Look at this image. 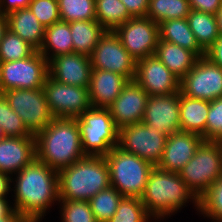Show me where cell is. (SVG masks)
<instances>
[{"instance_id": "cell-1", "label": "cell", "mask_w": 222, "mask_h": 222, "mask_svg": "<svg viewBox=\"0 0 222 222\" xmlns=\"http://www.w3.org/2000/svg\"><path fill=\"white\" fill-rule=\"evenodd\" d=\"M14 209L29 222H38L54 200L59 199L58 172L35 159L18 172Z\"/></svg>"}, {"instance_id": "cell-2", "label": "cell", "mask_w": 222, "mask_h": 222, "mask_svg": "<svg viewBox=\"0 0 222 222\" xmlns=\"http://www.w3.org/2000/svg\"><path fill=\"white\" fill-rule=\"evenodd\" d=\"M35 141L36 159L57 172L86 156L76 118H53Z\"/></svg>"}, {"instance_id": "cell-3", "label": "cell", "mask_w": 222, "mask_h": 222, "mask_svg": "<svg viewBox=\"0 0 222 222\" xmlns=\"http://www.w3.org/2000/svg\"><path fill=\"white\" fill-rule=\"evenodd\" d=\"M111 186L104 156L86 155L58 171L59 200L89 201Z\"/></svg>"}, {"instance_id": "cell-4", "label": "cell", "mask_w": 222, "mask_h": 222, "mask_svg": "<svg viewBox=\"0 0 222 222\" xmlns=\"http://www.w3.org/2000/svg\"><path fill=\"white\" fill-rule=\"evenodd\" d=\"M189 198L194 199L196 207L199 206V199L178 173L155 166L149 175L140 200L150 217L160 218L177 211Z\"/></svg>"}, {"instance_id": "cell-5", "label": "cell", "mask_w": 222, "mask_h": 222, "mask_svg": "<svg viewBox=\"0 0 222 222\" xmlns=\"http://www.w3.org/2000/svg\"><path fill=\"white\" fill-rule=\"evenodd\" d=\"M110 183L123 197L140 198L155 167L135 154L115 146L106 154Z\"/></svg>"}, {"instance_id": "cell-6", "label": "cell", "mask_w": 222, "mask_h": 222, "mask_svg": "<svg viewBox=\"0 0 222 222\" xmlns=\"http://www.w3.org/2000/svg\"><path fill=\"white\" fill-rule=\"evenodd\" d=\"M76 121L85 155L105 156L118 145L119 128L108 108L91 107L76 118Z\"/></svg>"}, {"instance_id": "cell-7", "label": "cell", "mask_w": 222, "mask_h": 222, "mask_svg": "<svg viewBox=\"0 0 222 222\" xmlns=\"http://www.w3.org/2000/svg\"><path fill=\"white\" fill-rule=\"evenodd\" d=\"M178 174L199 199L222 176V142L203 141Z\"/></svg>"}, {"instance_id": "cell-8", "label": "cell", "mask_w": 222, "mask_h": 222, "mask_svg": "<svg viewBox=\"0 0 222 222\" xmlns=\"http://www.w3.org/2000/svg\"><path fill=\"white\" fill-rule=\"evenodd\" d=\"M2 94L33 135L44 130L54 118L49 110L43 88L11 89Z\"/></svg>"}, {"instance_id": "cell-9", "label": "cell", "mask_w": 222, "mask_h": 222, "mask_svg": "<svg viewBox=\"0 0 222 222\" xmlns=\"http://www.w3.org/2000/svg\"><path fill=\"white\" fill-rule=\"evenodd\" d=\"M48 75V61L38 51L22 60L1 62V94L11 89L42 88Z\"/></svg>"}, {"instance_id": "cell-10", "label": "cell", "mask_w": 222, "mask_h": 222, "mask_svg": "<svg viewBox=\"0 0 222 222\" xmlns=\"http://www.w3.org/2000/svg\"><path fill=\"white\" fill-rule=\"evenodd\" d=\"M167 135L140 122L119 128L118 147L157 166L160 162Z\"/></svg>"}, {"instance_id": "cell-11", "label": "cell", "mask_w": 222, "mask_h": 222, "mask_svg": "<svg viewBox=\"0 0 222 222\" xmlns=\"http://www.w3.org/2000/svg\"><path fill=\"white\" fill-rule=\"evenodd\" d=\"M42 88L54 118H78L92 107L89 88L62 84L49 75Z\"/></svg>"}, {"instance_id": "cell-12", "label": "cell", "mask_w": 222, "mask_h": 222, "mask_svg": "<svg viewBox=\"0 0 222 222\" xmlns=\"http://www.w3.org/2000/svg\"><path fill=\"white\" fill-rule=\"evenodd\" d=\"M114 32L136 62L156 53L159 24L148 17H132Z\"/></svg>"}, {"instance_id": "cell-13", "label": "cell", "mask_w": 222, "mask_h": 222, "mask_svg": "<svg viewBox=\"0 0 222 222\" xmlns=\"http://www.w3.org/2000/svg\"><path fill=\"white\" fill-rule=\"evenodd\" d=\"M180 91L188 97L206 101L222 97V67L206 56L199 57L193 68L181 79Z\"/></svg>"}, {"instance_id": "cell-14", "label": "cell", "mask_w": 222, "mask_h": 222, "mask_svg": "<svg viewBox=\"0 0 222 222\" xmlns=\"http://www.w3.org/2000/svg\"><path fill=\"white\" fill-rule=\"evenodd\" d=\"M92 69L118 73L130 81L135 79L136 61L123 47L114 31H106L90 56Z\"/></svg>"}, {"instance_id": "cell-15", "label": "cell", "mask_w": 222, "mask_h": 222, "mask_svg": "<svg viewBox=\"0 0 222 222\" xmlns=\"http://www.w3.org/2000/svg\"><path fill=\"white\" fill-rule=\"evenodd\" d=\"M148 96L180 92V79L154 54L136 62L134 79Z\"/></svg>"}, {"instance_id": "cell-16", "label": "cell", "mask_w": 222, "mask_h": 222, "mask_svg": "<svg viewBox=\"0 0 222 222\" xmlns=\"http://www.w3.org/2000/svg\"><path fill=\"white\" fill-rule=\"evenodd\" d=\"M179 92L148 96L142 123L167 136L180 131Z\"/></svg>"}, {"instance_id": "cell-17", "label": "cell", "mask_w": 222, "mask_h": 222, "mask_svg": "<svg viewBox=\"0 0 222 222\" xmlns=\"http://www.w3.org/2000/svg\"><path fill=\"white\" fill-rule=\"evenodd\" d=\"M49 76L66 85L89 88L91 80V60L78 53L62 54L48 62Z\"/></svg>"}, {"instance_id": "cell-18", "label": "cell", "mask_w": 222, "mask_h": 222, "mask_svg": "<svg viewBox=\"0 0 222 222\" xmlns=\"http://www.w3.org/2000/svg\"><path fill=\"white\" fill-rule=\"evenodd\" d=\"M148 94L135 81L131 80L120 95L108 107L118 128L142 121Z\"/></svg>"}, {"instance_id": "cell-19", "label": "cell", "mask_w": 222, "mask_h": 222, "mask_svg": "<svg viewBox=\"0 0 222 222\" xmlns=\"http://www.w3.org/2000/svg\"><path fill=\"white\" fill-rule=\"evenodd\" d=\"M203 141L202 136L192 132L179 131L169 135L157 167L178 173L195 155Z\"/></svg>"}, {"instance_id": "cell-20", "label": "cell", "mask_w": 222, "mask_h": 222, "mask_svg": "<svg viewBox=\"0 0 222 222\" xmlns=\"http://www.w3.org/2000/svg\"><path fill=\"white\" fill-rule=\"evenodd\" d=\"M36 159L35 135L27 137L6 136L0 141V172H19Z\"/></svg>"}, {"instance_id": "cell-21", "label": "cell", "mask_w": 222, "mask_h": 222, "mask_svg": "<svg viewBox=\"0 0 222 222\" xmlns=\"http://www.w3.org/2000/svg\"><path fill=\"white\" fill-rule=\"evenodd\" d=\"M130 80L118 73L92 69L89 98L92 107L108 108Z\"/></svg>"}, {"instance_id": "cell-22", "label": "cell", "mask_w": 222, "mask_h": 222, "mask_svg": "<svg viewBox=\"0 0 222 222\" xmlns=\"http://www.w3.org/2000/svg\"><path fill=\"white\" fill-rule=\"evenodd\" d=\"M180 131L199 134L206 141V121L210 101L191 98L179 92Z\"/></svg>"}, {"instance_id": "cell-23", "label": "cell", "mask_w": 222, "mask_h": 222, "mask_svg": "<svg viewBox=\"0 0 222 222\" xmlns=\"http://www.w3.org/2000/svg\"><path fill=\"white\" fill-rule=\"evenodd\" d=\"M8 30L20 36L36 51H39L44 40L45 27L29 8L15 10L6 15Z\"/></svg>"}, {"instance_id": "cell-24", "label": "cell", "mask_w": 222, "mask_h": 222, "mask_svg": "<svg viewBox=\"0 0 222 222\" xmlns=\"http://www.w3.org/2000/svg\"><path fill=\"white\" fill-rule=\"evenodd\" d=\"M155 55L180 80L199 59L194 52L165 40H158Z\"/></svg>"}, {"instance_id": "cell-25", "label": "cell", "mask_w": 222, "mask_h": 222, "mask_svg": "<svg viewBox=\"0 0 222 222\" xmlns=\"http://www.w3.org/2000/svg\"><path fill=\"white\" fill-rule=\"evenodd\" d=\"M159 40L177 44L203 57L206 52L199 46L194 33L186 19H169L159 24Z\"/></svg>"}, {"instance_id": "cell-26", "label": "cell", "mask_w": 222, "mask_h": 222, "mask_svg": "<svg viewBox=\"0 0 222 222\" xmlns=\"http://www.w3.org/2000/svg\"><path fill=\"white\" fill-rule=\"evenodd\" d=\"M74 53L91 56L100 38L106 33L97 20L69 22Z\"/></svg>"}, {"instance_id": "cell-27", "label": "cell", "mask_w": 222, "mask_h": 222, "mask_svg": "<svg viewBox=\"0 0 222 222\" xmlns=\"http://www.w3.org/2000/svg\"><path fill=\"white\" fill-rule=\"evenodd\" d=\"M48 49H53L51 58L62 54L74 53L68 22L59 21L45 28L44 40L38 52L49 62Z\"/></svg>"}, {"instance_id": "cell-28", "label": "cell", "mask_w": 222, "mask_h": 222, "mask_svg": "<svg viewBox=\"0 0 222 222\" xmlns=\"http://www.w3.org/2000/svg\"><path fill=\"white\" fill-rule=\"evenodd\" d=\"M187 20L199 46L206 52L219 37L215 14L190 9Z\"/></svg>"}, {"instance_id": "cell-29", "label": "cell", "mask_w": 222, "mask_h": 222, "mask_svg": "<svg viewBox=\"0 0 222 222\" xmlns=\"http://www.w3.org/2000/svg\"><path fill=\"white\" fill-rule=\"evenodd\" d=\"M95 13L106 31H115L132 18L121 0H95Z\"/></svg>"}, {"instance_id": "cell-30", "label": "cell", "mask_w": 222, "mask_h": 222, "mask_svg": "<svg viewBox=\"0 0 222 222\" xmlns=\"http://www.w3.org/2000/svg\"><path fill=\"white\" fill-rule=\"evenodd\" d=\"M189 12L188 0H149L146 17L160 24L169 19H186Z\"/></svg>"}, {"instance_id": "cell-31", "label": "cell", "mask_w": 222, "mask_h": 222, "mask_svg": "<svg viewBox=\"0 0 222 222\" xmlns=\"http://www.w3.org/2000/svg\"><path fill=\"white\" fill-rule=\"evenodd\" d=\"M123 196L112 186L101 190L89 200L94 216L98 222H108L115 214Z\"/></svg>"}, {"instance_id": "cell-32", "label": "cell", "mask_w": 222, "mask_h": 222, "mask_svg": "<svg viewBox=\"0 0 222 222\" xmlns=\"http://www.w3.org/2000/svg\"><path fill=\"white\" fill-rule=\"evenodd\" d=\"M61 21L96 20L95 0H57Z\"/></svg>"}, {"instance_id": "cell-33", "label": "cell", "mask_w": 222, "mask_h": 222, "mask_svg": "<svg viewBox=\"0 0 222 222\" xmlns=\"http://www.w3.org/2000/svg\"><path fill=\"white\" fill-rule=\"evenodd\" d=\"M36 50L17 34L7 30L0 42V61L10 62L30 57Z\"/></svg>"}, {"instance_id": "cell-34", "label": "cell", "mask_w": 222, "mask_h": 222, "mask_svg": "<svg viewBox=\"0 0 222 222\" xmlns=\"http://www.w3.org/2000/svg\"><path fill=\"white\" fill-rule=\"evenodd\" d=\"M148 218L149 215L140 198L123 197L108 222H147Z\"/></svg>"}, {"instance_id": "cell-35", "label": "cell", "mask_w": 222, "mask_h": 222, "mask_svg": "<svg viewBox=\"0 0 222 222\" xmlns=\"http://www.w3.org/2000/svg\"><path fill=\"white\" fill-rule=\"evenodd\" d=\"M0 126L6 136L27 137L32 135L19 115L11 109L3 94H0Z\"/></svg>"}, {"instance_id": "cell-36", "label": "cell", "mask_w": 222, "mask_h": 222, "mask_svg": "<svg viewBox=\"0 0 222 222\" xmlns=\"http://www.w3.org/2000/svg\"><path fill=\"white\" fill-rule=\"evenodd\" d=\"M197 209L207 217L222 222V176L199 198Z\"/></svg>"}, {"instance_id": "cell-37", "label": "cell", "mask_w": 222, "mask_h": 222, "mask_svg": "<svg viewBox=\"0 0 222 222\" xmlns=\"http://www.w3.org/2000/svg\"><path fill=\"white\" fill-rule=\"evenodd\" d=\"M63 203V222H98L89 201L58 200Z\"/></svg>"}, {"instance_id": "cell-38", "label": "cell", "mask_w": 222, "mask_h": 222, "mask_svg": "<svg viewBox=\"0 0 222 222\" xmlns=\"http://www.w3.org/2000/svg\"><path fill=\"white\" fill-rule=\"evenodd\" d=\"M28 8L45 28L61 21L57 0H32Z\"/></svg>"}, {"instance_id": "cell-39", "label": "cell", "mask_w": 222, "mask_h": 222, "mask_svg": "<svg viewBox=\"0 0 222 222\" xmlns=\"http://www.w3.org/2000/svg\"><path fill=\"white\" fill-rule=\"evenodd\" d=\"M206 141L222 142V97L210 101L206 121Z\"/></svg>"}, {"instance_id": "cell-40", "label": "cell", "mask_w": 222, "mask_h": 222, "mask_svg": "<svg viewBox=\"0 0 222 222\" xmlns=\"http://www.w3.org/2000/svg\"><path fill=\"white\" fill-rule=\"evenodd\" d=\"M132 17H146L149 0H121Z\"/></svg>"}, {"instance_id": "cell-41", "label": "cell", "mask_w": 222, "mask_h": 222, "mask_svg": "<svg viewBox=\"0 0 222 222\" xmlns=\"http://www.w3.org/2000/svg\"><path fill=\"white\" fill-rule=\"evenodd\" d=\"M192 10L215 14L222 4V0H188Z\"/></svg>"}, {"instance_id": "cell-42", "label": "cell", "mask_w": 222, "mask_h": 222, "mask_svg": "<svg viewBox=\"0 0 222 222\" xmlns=\"http://www.w3.org/2000/svg\"><path fill=\"white\" fill-rule=\"evenodd\" d=\"M213 63L222 67V36H219L215 43L206 51L205 55Z\"/></svg>"}, {"instance_id": "cell-43", "label": "cell", "mask_w": 222, "mask_h": 222, "mask_svg": "<svg viewBox=\"0 0 222 222\" xmlns=\"http://www.w3.org/2000/svg\"><path fill=\"white\" fill-rule=\"evenodd\" d=\"M4 1L6 0H0V12L7 15L10 12H13L15 10H19V9H23V8H28L30 2L32 0H7V4L6 2L4 3ZM3 4L7 5L6 8L4 7V9L2 10L1 7H3Z\"/></svg>"}, {"instance_id": "cell-44", "label": "cell", "mask_w": 222, "mask_h": 222, "mask_svg": "<svg viewBox=\"0 0 222 222\" xmlns=\"http://www.w3.org/2000/svg\"><path fill=\"white\" fill-rule=\"evenodd\" d=\"M11 180L8 174L0 172V197H5V195L8 194Z\"/></svg>"}, {"instance_id": "cell-45", "label": "cell", "mask_w": 222, "mask_h": 222, "mask_svg": "<svg viewBox=\"0 0 222 222\" xmlns=\"http://www.w3.org/2000/svg\"><path fill=\"white\" fill-rule=\"evenodd\" d=\"M0 222H29V221L14 209L8 216L0 218Z\"/></svg>"}, {"instance_id": "cell-46", "label": "cell", "mask_w": 222, "mask_h": 222, "mask_svg": "<svg viewBox=\"0 0 222 222\" xmlns=\"http://www.w3.org/2000/svg\"><path fill=\"white\" fill-rule=\"evenodd\" d=\"M14 208L8 205L5 197H0V218L8 216Z\"/></svg>"}, {"instance_id": "cell-47", "label": "cell", "mask_w": 222, "mask_h": 222, "mask_svg": "<svg viewBox=\"0 0 222 222\" xmlns=\"http://www.w3.org/2000/svg\"><path fill=\"white\" fill-rule=\"evenodd\" d=\"M8 30V22L5 14L0 12V42L3 39L5 32Z\"/></svg>"}, {"instance_id": "cell-48", "label": "cell", "mask_w": 222, "mask_h": 222, "mask_svg": "<svg viewBox=\"0 0 222 222\" xmlns=\"http://www.w3.org/2000/svg\"><path fill=\"white\" fill-rule=\"evenodd\" d=\"M219 36H222V4L215 13Z\"/></svg>"}, {"instance_id": "cell-49", "label": "cell", "mask_w": 222, "mask_h": 222, "mask_svg": "<svg viewBox=\"0 0 222 222\" xmlns=\"http://www.w3.org/2000/svg\"><path fill=\"white\" fill-rule=\"evenodd\" d=\"M6 137L3 128L0 126V141Z\"/></svg>"}, {"instance_id": "cell-50", "label": "cell", "mask_w": 222, "mask_h": 222, "mask_svg": "<svg viewBox=\"0 0 222 222\" xmlns=\"http://www.w3.org/2000/svg\"><path fill=\"white\" fill-rule=\"evenodd\" d=\"M0 94H1V61H0Z\"/></svg>"}]
</instances>
